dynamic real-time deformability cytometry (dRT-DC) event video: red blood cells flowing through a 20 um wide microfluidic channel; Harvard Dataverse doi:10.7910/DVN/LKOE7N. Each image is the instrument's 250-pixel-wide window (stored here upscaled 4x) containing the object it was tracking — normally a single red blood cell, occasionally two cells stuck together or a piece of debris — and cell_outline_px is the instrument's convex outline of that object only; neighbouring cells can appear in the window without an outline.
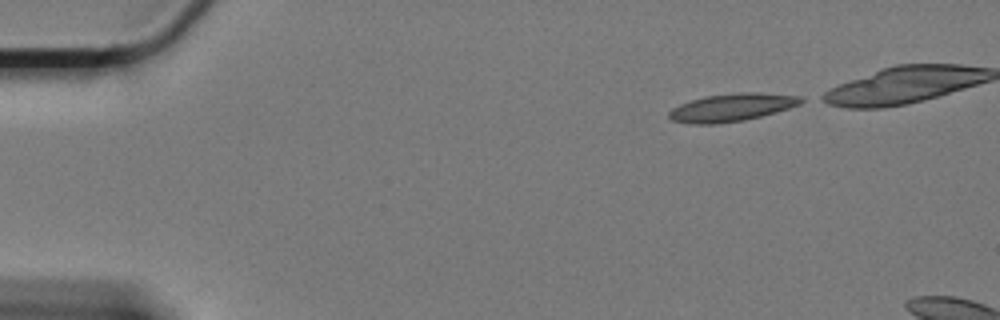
{"species": "Egyptian fruit bat (a non-hibernating species)", "species_latin": "Rousettus aegyptiacus", "temperature_condition": "cold", "stored_images_in_passage": 8, "camera_frame_rate_fps": 3000, "um_per_image_px": 0.085, "animal": {"sex": "female"}, "frame": {"image": 1, "passage_image": 1, "time_ms": 0.0, "image_size_px": [1000, 320], "cell_outline_px": [[808, 100], [800, 104], [788, 108], [760, 116], [744, 120], [716, 124], [688, 124], [672, 120], [668, 116], [668, 112], [672, 108], [680, 104], [704, 96], [744, 92], [756, 92], [800, 96]], "centroid_in_image_um": [62.19, 9.13], "position_along_channel_um": 22.8, "area_um2": 21.33}}